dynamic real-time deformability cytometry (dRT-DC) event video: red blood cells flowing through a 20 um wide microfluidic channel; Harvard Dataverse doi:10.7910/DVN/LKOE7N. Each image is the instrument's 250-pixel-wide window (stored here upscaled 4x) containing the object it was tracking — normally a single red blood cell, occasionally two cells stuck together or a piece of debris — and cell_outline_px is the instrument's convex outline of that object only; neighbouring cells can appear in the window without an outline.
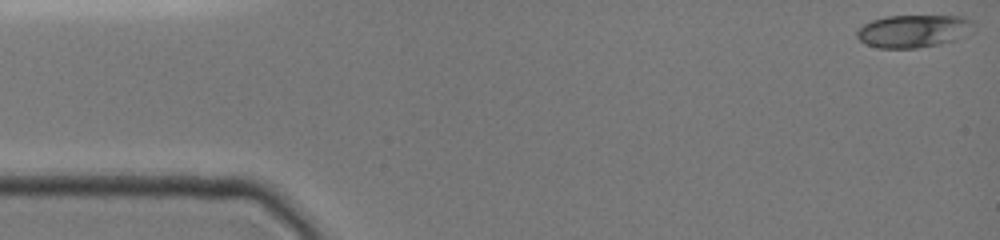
{"species": "common noctule bat (a hibernating species)", "species_latin": "Nyctalus noctula", "temperature_condition": "cold", "stored_images_in_passage": 11, "camera_frame_rate_fps": 3000, "um_per_image_px": 0.085, "animal": {"sex": "female", "body_mass_g": 19.0, "forearm_length_mm": 51.5}, "frame": {"image": 1, "passage_image": 1, "time_ms": 0.0, "image_size_px": [1000, 240], "cell_outline_px": [[976, 24], [956, 40], [940, 44], [920, 48], [880, 48], [868, 44], [860, 40], [856, 36], [856, 32], [864, 24], [872, 20], [888, 16], [964, 16], [972, 20]], "centroid_in_image_um": [77.64, 2.64], "position_along_channel_um": 7.4, "area_um2": 22.08}}